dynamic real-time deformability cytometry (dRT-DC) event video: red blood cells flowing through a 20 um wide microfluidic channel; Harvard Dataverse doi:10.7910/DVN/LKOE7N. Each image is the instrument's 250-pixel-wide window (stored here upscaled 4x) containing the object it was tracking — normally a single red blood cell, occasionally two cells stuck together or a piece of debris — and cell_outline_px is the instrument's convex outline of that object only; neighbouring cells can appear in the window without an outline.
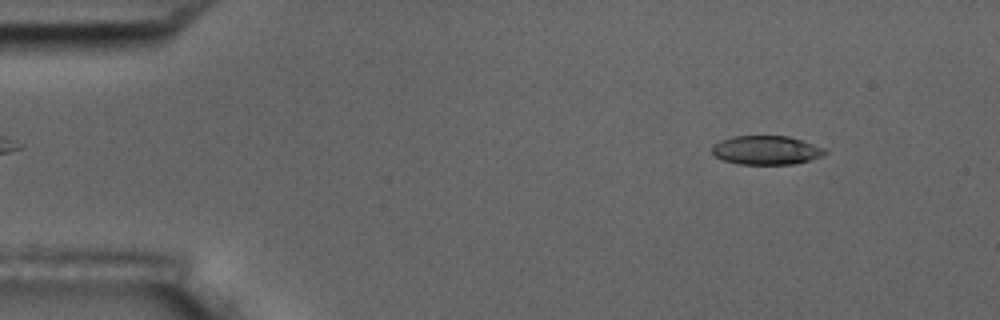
{"species": "common noctule bat (a hibernating species)", "species_latin": "Nyctalus noctula", "temperature_condition": "room temperature", "stored_images_in_passage": 56, "camera_frame_rate_fps": 3000, "um_per_image_px": 0.085, "animal": {"sex": "male", "body_mass_g": 17.5, "forearm_length_mm": 52.3}, "frame": {"image": 1, "passage_image": 7, "time_ms": 2.0, "image_size_px": [1000, 320], "cell_outline_px": [[828, 152], [820, 156], [808, 160], [792, 164], [736, 164], [724, 160], [716, 156], [712, 152], [712, 144], [720, 140], [732, 136], [788, 136], [824, 148]], "centroid_in_image_um": [65.08, 12.76], "position_along_channel_um": 19.9, "area_um2": 18.84}}
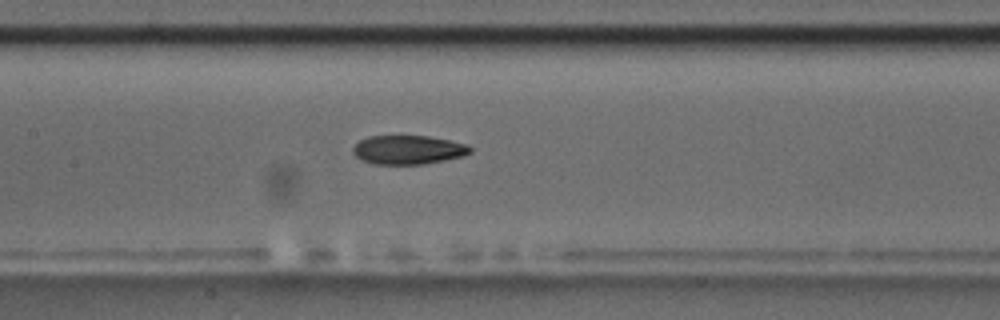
{"frame": {"image": 2, "passage_image": 27, "time_ms": 8.667, "image_size_px": [1000, 320], "cell_outline_px": [[472, 152], [460, 156], [444, 160], [424, 164], [372, 164], [360, 160], [352, 152], [352, 148], [360, 140], [368, 136], [428, 136], [468, 144], [472, 148]], "centroid_in_image_um": [34.67, 12.73], "position_along_channel_um": 172.7, "area_um2": 19.77}}
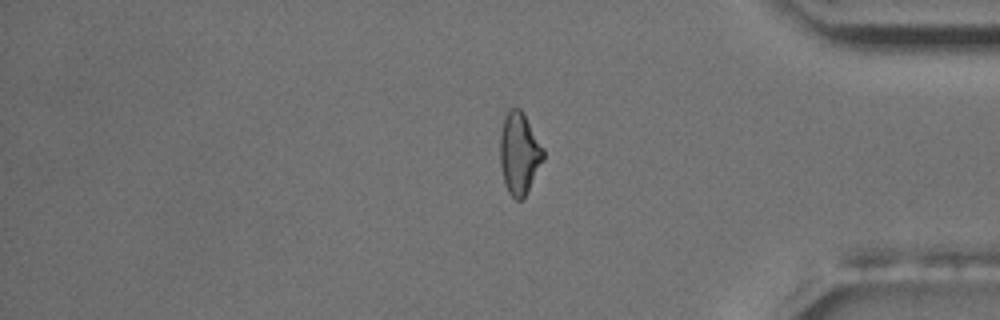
{"frame": {"image": 3, "passage_image": 47, "time_ms": 15.333, "image_size_px": [1000, 320], "cell_outline_px": [[544, 160], [524, 196], [520, 200], [516, 200], [508, 192], [504, 184], [500, 164], [500, 136], [504, 116], [508, 108], [520, 108], [524, 112], [544, 148]], "centroid_in_image_um": [44.13, 12.99], "position_along_channel_um": 391.1, "area_um2": 20.81}, "authors_computed_cell_mechanics": {"area_um2": 20.4034, "velocity_mm_per_s": 3.603, "shape_relaxation_time_tau1_ms": 4.7578, "shape_relaxation_time_tau2_ms": 3.5118, "deformation_change_tau1": 0.1801, "deformation_change_tau2": 0.1159}}